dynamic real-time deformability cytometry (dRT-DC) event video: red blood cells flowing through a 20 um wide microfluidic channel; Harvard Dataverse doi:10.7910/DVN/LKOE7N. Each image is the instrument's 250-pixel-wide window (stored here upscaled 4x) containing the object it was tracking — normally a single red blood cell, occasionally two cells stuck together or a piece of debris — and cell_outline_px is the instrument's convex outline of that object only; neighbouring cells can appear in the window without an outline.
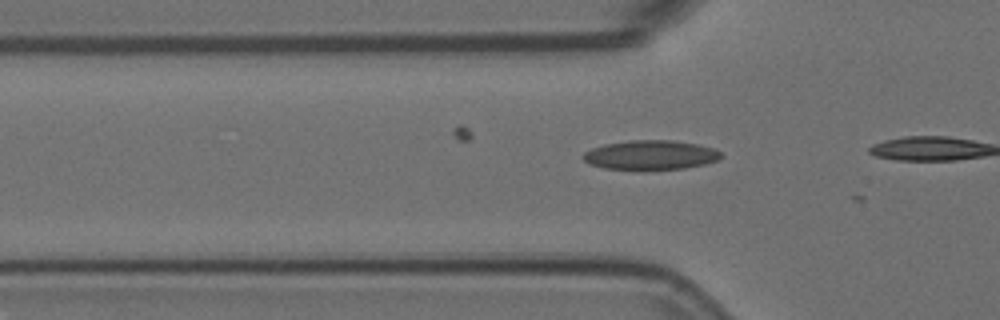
{"species": "Egyptian fruit bat (a non-hibernating species)", "species_latin": "Rousettus aegyptiacus", "temperature_condition": "room temperature", "stored_images_in_passage": 15, "camera_frame_rate_fps": 3000, "um_per_image_px": 0.085, "animal": {"sex": "female"}, "frame": {"image": 1, "passage_image": 14, "time_ms": 4.333, "image_size_px": [1000, 320], "cell_outline_px": [[720, 160], [704, 164], [684, 168], [640, 172], [604, 168], [592, 164], [584, 160], [580, 156], [584, 152], [592, 148], [604, 144], [632, 140], [672, 140], [696, 144], [712, 148], [720, 152]], "centroid_in_image_um": [55.25, 13.21], "position_along_channel_um": 70.5, "area_um2": 24.16}}